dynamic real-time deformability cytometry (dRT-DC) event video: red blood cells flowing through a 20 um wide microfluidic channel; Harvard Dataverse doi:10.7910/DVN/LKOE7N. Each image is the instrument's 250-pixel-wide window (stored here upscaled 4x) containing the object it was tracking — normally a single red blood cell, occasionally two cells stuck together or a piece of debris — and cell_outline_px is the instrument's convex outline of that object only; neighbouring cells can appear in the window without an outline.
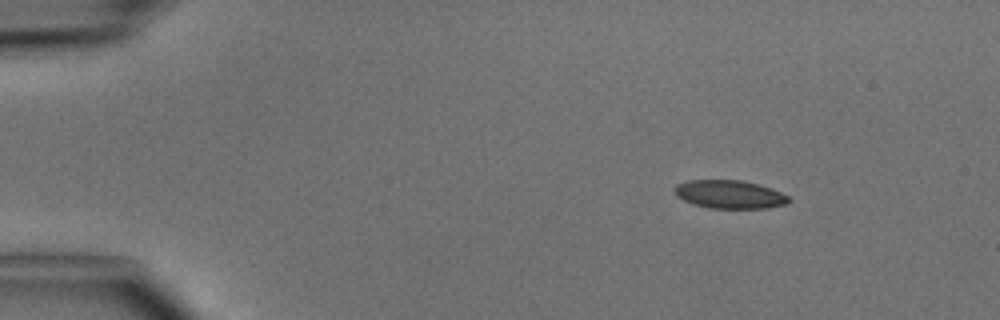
{"species": "common noctule bat (a hibernating species)", "species_latin": "Nyctalus noctula", "temperature_condition": "cold", "stored_images_in_passage": 3, "camera_frame_rate_fps": 3000, "um_per_image_px": 0.085, "animal": {"sex": "male", "body_mass_g": 15.6}, "frame": {"image": 1, "passage_image": 1, "time_ms": 0.0, "image_size_px": [1000, 320], "cell_outline_px": [[792, 200], [788, 204], [768, 208], [708, 208], [684, 200], [676, 196], [672, 188], [676, 184], [688, 180], [740, 180], [772, 188], [788, 196]], "centroid_in_image_um": [62.02, 16.52], "position_along_channel_um": 23.0, "area_um2": 18.9}}